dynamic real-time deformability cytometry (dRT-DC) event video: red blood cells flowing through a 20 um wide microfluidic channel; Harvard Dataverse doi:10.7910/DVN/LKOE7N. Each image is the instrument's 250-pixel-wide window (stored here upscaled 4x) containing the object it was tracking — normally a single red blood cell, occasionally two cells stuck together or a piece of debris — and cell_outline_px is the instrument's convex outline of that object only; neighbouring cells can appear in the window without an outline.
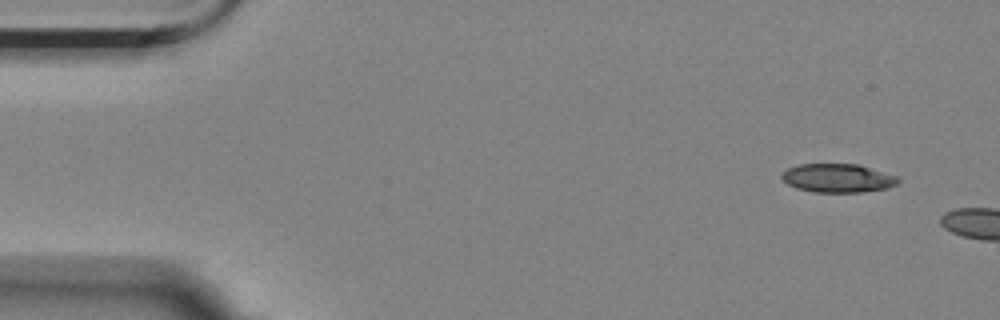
{"species": "Egyptian fruit bat (a non-hibernating species)", "species_latin": "Rousettus aegyptiacus", "temperature_condition": "room temperature", "stored_images_in_passage": 3, "camera_frame_rate_fps": 3000, "um_per_image_px": 0.085, "animal": {"sex": "female"}, "frame": {"image": 1, "passage_image": 1, "time_ms": 0.0, "image_size_px": [1000, 320], "cell_outline_px": [[900, 180], [896, 184], [888, 188], [860, 192], [812, 192], [796, 188], [788, 184], [780, 176], [780, 172], [788, 168], [800, 164], [856, 164], [896, 176]], "centroid_in_image_um": [71.16, 15.14], "position_along_channel_um": 13.8, "area_um2": 19.31}}